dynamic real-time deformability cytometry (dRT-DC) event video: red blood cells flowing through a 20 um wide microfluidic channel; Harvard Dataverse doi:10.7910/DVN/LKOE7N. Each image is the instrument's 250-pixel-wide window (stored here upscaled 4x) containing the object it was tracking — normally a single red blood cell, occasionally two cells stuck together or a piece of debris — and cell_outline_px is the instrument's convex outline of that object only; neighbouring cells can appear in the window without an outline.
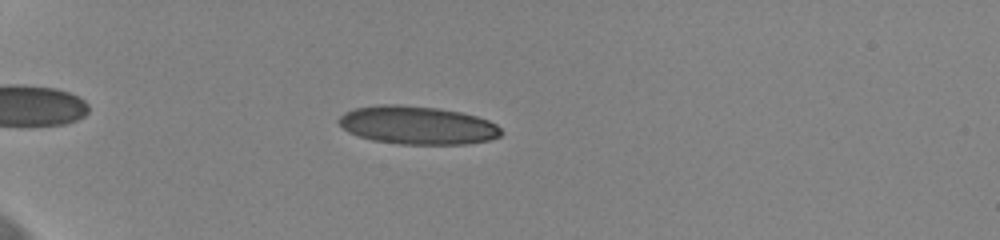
{"species": "human", "species_latin": "Homo sapiens", "temperature_condition": "cold", "stored_images_in_passage": 6, "camera_frame_rate_fps": 3000, "um_per_image_px": 0.085, "donor": {"sex": "female"}, "frame": {"image": 1, "passage_image": 3, "time_ms": 0.667, "image_size_px": [1000, 240], "cell_outline_px": [[504, 132], [500, 136], [488, 140], [464, 144], [400, 144], [372, 140], [348, 132], [336, 120], [344, 112], [356, 108], [384, 104], [400, 104], [440, 108], [460, 112], [476, 116], [488, 120], [496, 124]], "centroid_in_image_um": [35.48, 10.64], "position_along_channel_um": 49.5, "area_um2": 36.18}}